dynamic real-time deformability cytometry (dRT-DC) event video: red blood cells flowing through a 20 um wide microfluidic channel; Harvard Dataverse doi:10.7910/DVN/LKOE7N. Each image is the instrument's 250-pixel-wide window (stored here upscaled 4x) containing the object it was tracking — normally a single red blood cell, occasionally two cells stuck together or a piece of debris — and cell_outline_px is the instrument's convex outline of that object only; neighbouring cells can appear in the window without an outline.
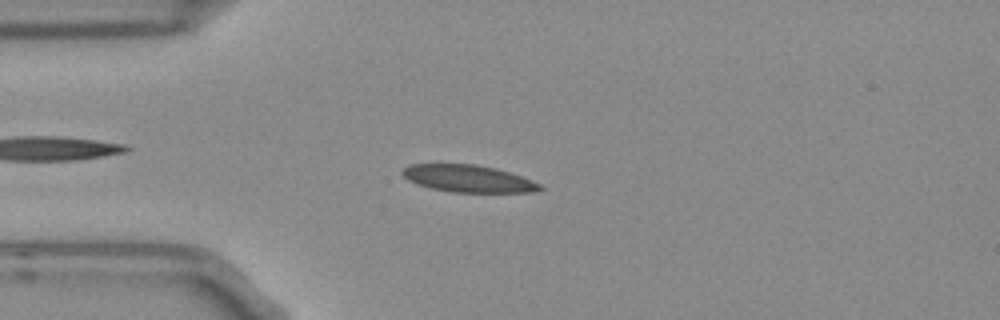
{"species": "Egyptian fruit bat (a non-hibernating species)", "species_latin": "Rousettus aegyptiacus", "temperature_condition": "room temperature", "stored_images_in_passage": 5, "camera_frame_rate_fps": 3000, "um_per_image_px": 0.085, "frame": {"image": 1, "passage_image": 2, "time_ms": 0.333, "image_size_px": [1000, 320], "cell_outline_px": [[544, 188], [536, 192], [452, 192], [432, 188], [416, 184], [408, 180], [400, 172], [408, 164], [476, 164], [496, 168], [532, 180], [540, 184]], "centroid_in_image_um": [39.79, 15.18], "position_along_channel_um": 45.2, "area_um2": 21.73}}
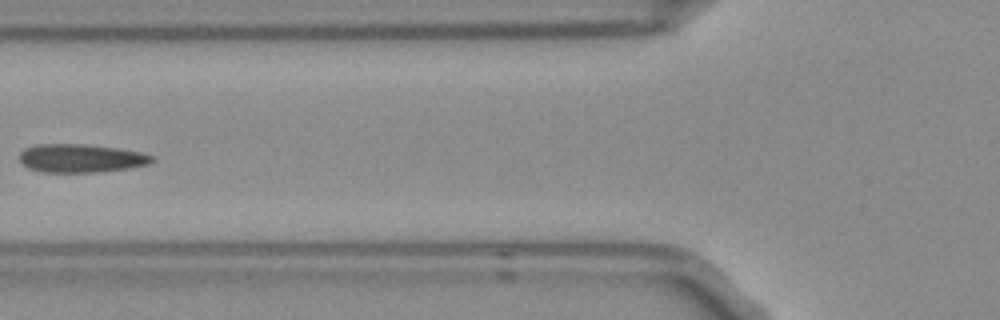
{"frame": {"image": 2, "passage_image": 4, "time_ms": 1.0, "image_size_px": [1000, 320], "cell_outline_px": [[156, 160], [148, 164], [128, 168], [100, 172], [40, 172], [28, 168], [20, 160], [20, 152], [24, 148], [36, 144], [84, 144], [116, 148], [144, 152], [156, 156]], "centroid_in_image_um": [6.91, 13.45], "position_along_channel_um": 118.9, "area_um2": 22.14}}